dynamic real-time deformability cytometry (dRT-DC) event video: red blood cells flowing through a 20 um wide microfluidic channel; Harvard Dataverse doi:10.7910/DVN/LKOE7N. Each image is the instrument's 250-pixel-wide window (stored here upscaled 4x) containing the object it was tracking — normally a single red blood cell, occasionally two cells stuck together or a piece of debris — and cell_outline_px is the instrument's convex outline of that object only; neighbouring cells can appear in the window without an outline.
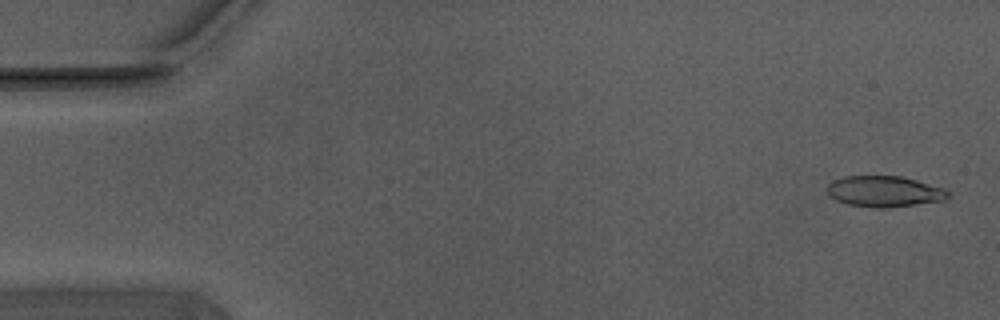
{"species": "Egyptian fruit bat (a non-hibernating species)", "species_latin": "Rousettus aegyptiacus", "temperature_condition": "warm", "stored_images_in_passage": 55, "camera_frame_rate_fps": 3000, "um_per_image_px": 0.085, "animal": {"sex": "male"}, "frame": {"image": 1, "passage_image": 2, "time_ms": 0.333, "image_size_px": [1000, 320], "cell_outline_px": [[952, 192], [944, 200], [892, 208], [872, 208], [848, 204], [836, 200], [828, 196], [828, 184], [844, 176], [900, 176], [916, 180], [944, 188]], "centroid_in_image_um": [75.19, 16.28], "position_along_channel_um": 9.8, "area_um2": 21.91}}
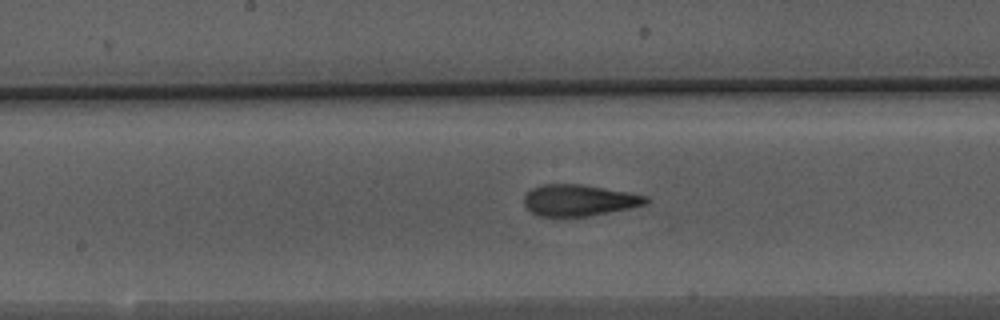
{"frame": {"image": 2, "passage_image": 28, "time_ms": 9.0, "image_size_px": [1000, 320], "cell_outline_px": [[648, 204], [588, 216], [540, 216], [532, 212], [524, 204], [524, 196], [532, 188], [544, 184], [580, 184], [628, 192], [648, 196]], "centroid_in_image_um": [49.22, 17.02], "position_along_channel_um": 199.0, "area_um2": 22.02}}
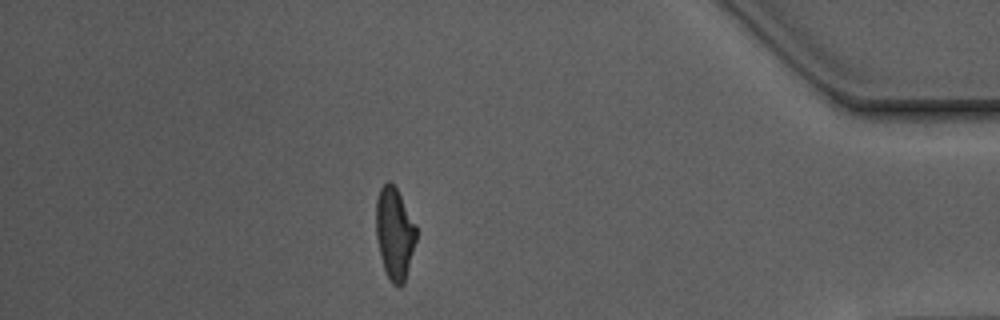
{"frame": {"image": 3, "passage_image": 48, "time_ms": 15.667, "image_size_px": [1000, 320], "cell_outline_px": [[416, 240], [404, 284], [400, 288], [392, 284], [384, 268], [380, 256], [376, 236], [376, 200], [380, 188], [388, 180], [396, 188], [416, 224]], "centroid_in_image_um": [33.53, 19.86], "position_along_channel_um": 401.7, "area_um2": 21.5}, "authors_computed_cell_mechanics": {"area_um2": 22.1374, "velocity_mm_per_s": 3.7215, "shape_relaxation_time_tau1_ms": 7.1456, "shape_relaxation_time_tau2_ms": 1.6893, "deformation_change_tau1": 0.2354, "deformation_change_tau2": 0.0941}}